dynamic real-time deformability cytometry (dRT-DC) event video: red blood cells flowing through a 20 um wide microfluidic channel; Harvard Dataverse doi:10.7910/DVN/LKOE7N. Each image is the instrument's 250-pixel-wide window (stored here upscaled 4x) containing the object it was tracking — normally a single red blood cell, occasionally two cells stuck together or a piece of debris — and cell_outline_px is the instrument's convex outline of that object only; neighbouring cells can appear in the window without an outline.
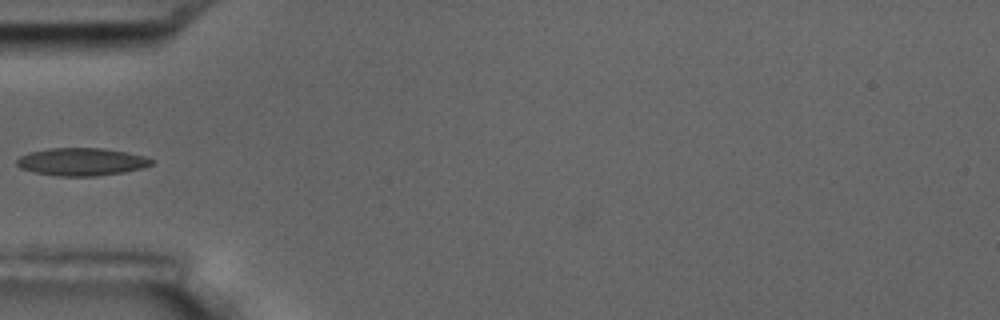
{"species": "common noctule bat (a hibernating species)", "species_latin": "Nyctalus noctula", "temperature_condition": "room temperature", "stored_images_in_passage": 6, "camera_frame_rate_fps": 3000, "um_per_image_px": 0.085, "animal": {"sex": "male", "body_mass_g": 17.5, "forearm_length_mm": 52.3}, "frame": {"image": 1, "passage_image": 2, "time_ms": 2.0, "image_size_px": [1000, 320], "cell_outline_px": [[156, 160], [152, 164], [144, 168], [124, 172], [96, 176], [60, 176], [32, 172], [20, 168], [16, 164], [16, 160], [20, 156], [28, 152], [52, 148], [100, 148], [124, 152], [144, 156]], "centroid_in_image_um": [6.93, 13.76], "position_along_channel_um": 78.1, "area_um2": 21.79}}
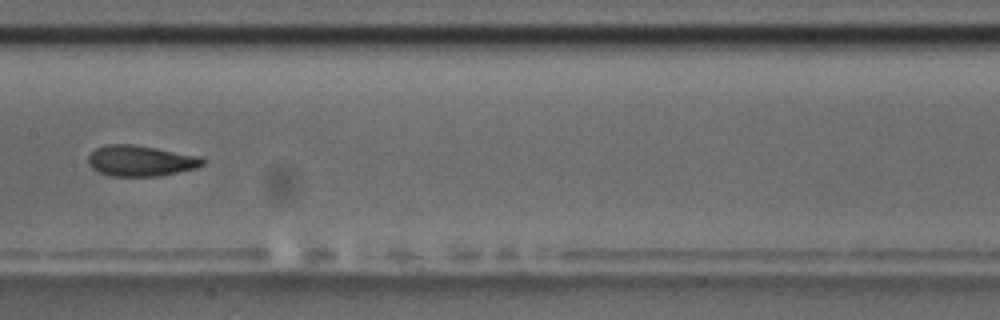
{"frame": {"image": 2, "passage_image": 5, "time_ms": 5.333, "image_size_px": [1000, 320], "cell_outline_px": [[204, 164], [196, 168], [160, 176], [108, 176], [92, 168], [88, 164], [88, 156], [96, 148], [104, 144], [132, 144], [156, 148], [200, 156], [204, 160]], "centroid_in_image_um": [11.93, 13.67], "position_along_channel_um": 195.5, "area_um2": 20.58}}
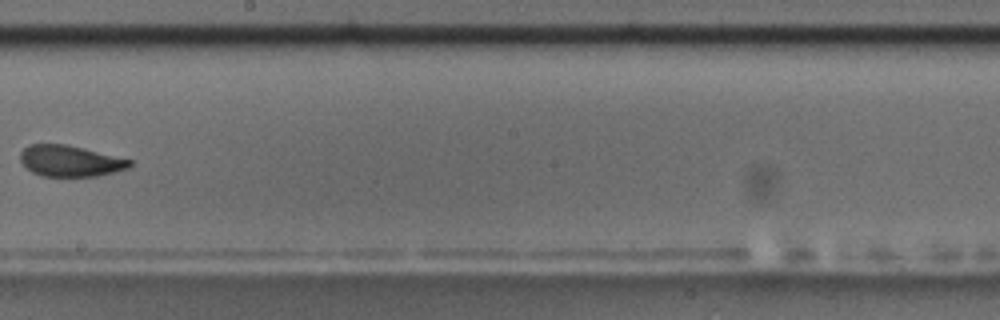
{"frame": {"image": 3, "passage_image": 6, "time_ms": 6.667, "image_size_px": [1000, 320], "cell_outline_px": [[132, 164], [128, 168], [96, 176], [40, 176], [32, 172], [20, 160], [20, 152], [28, 144], [64, 144], [132, 160]], "centroid_in_image_um": [5.92, 13.68], "position_along_channel_um": 242.3, "area_um2": 19.54}}